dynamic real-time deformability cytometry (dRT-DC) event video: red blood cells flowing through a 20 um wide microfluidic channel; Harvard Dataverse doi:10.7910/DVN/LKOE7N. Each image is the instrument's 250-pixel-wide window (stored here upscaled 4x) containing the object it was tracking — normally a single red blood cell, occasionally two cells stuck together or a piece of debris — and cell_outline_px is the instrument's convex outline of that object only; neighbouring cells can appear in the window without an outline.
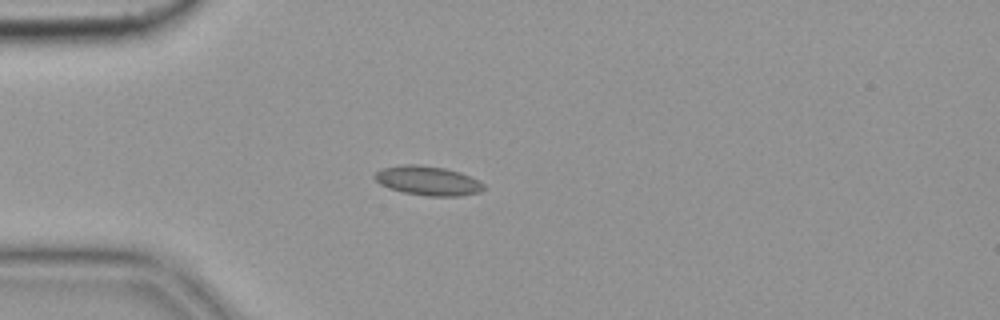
{"species": "common noctule bat (a hibernating species)", "species_latin": "Nyctalus noctula", "temperature_condition": "cold", "stored_images_in_passage": 3, "camera_frame_rate_fps": 3000, "um_per_image_px": 0.085, "animal": {"sex": "female", "body_mass_g": 19.9}, "frame": {"image": 1, "passage_image": 3, "time_ms": 0.667, "image_size_px": [1000, 320], "cell_outline_px": [[484, 188], [480, 192], [460, 196], [424, 196], [404, 192], [388, 188], [380, 184], [372, 176], [376, 172], [384, 168], [404, 164], [416, 164], [444, 168], [460, 172], [484, 184]], "centroid_in_image_um": [36.34, 15.37], "position_along_channel_um": 48.7, "area_um2": 18.5}}